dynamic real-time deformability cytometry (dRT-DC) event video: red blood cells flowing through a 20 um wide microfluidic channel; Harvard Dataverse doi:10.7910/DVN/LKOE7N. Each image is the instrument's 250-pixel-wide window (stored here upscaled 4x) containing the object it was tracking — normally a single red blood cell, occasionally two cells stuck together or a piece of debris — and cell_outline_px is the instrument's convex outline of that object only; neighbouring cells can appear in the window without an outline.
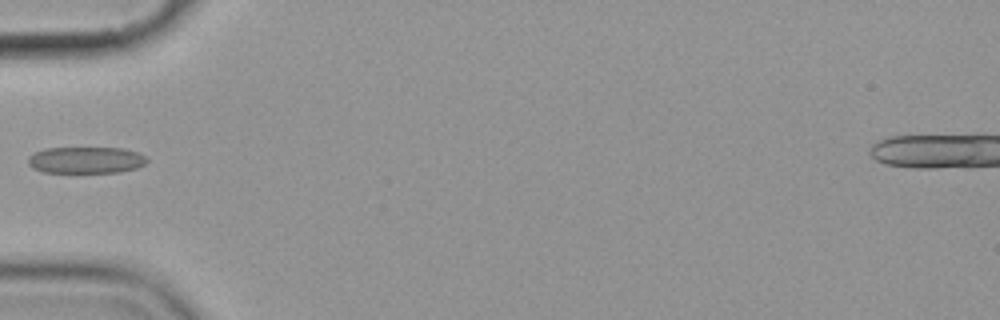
{"species": "common noctule bat (a hibernating species)", "species_latin": "Nyctalus noctula", "temperature_condition": "cold", "stored_images_in_passage": 5, "camera_frame_rate_fps": 3000, "um_per_image_px": 0.085, "animal": {"sex": "female", "body_mass_g": 19.9}, "frame": {"image": 1, "passage_image": 5, "time_ms": 4.667, "image_size_px": [1000, 320], "cell_outline_px": [[148, 160], [144, 164], [136, 168], [120, 172], [44, 172], [32, 168], [28, 164], [28, 156], [44, 148], [124, 148], [136, 152], [144, 156]], "centroid_in_image_um": [7.28, 13.6], "position_along_channel_um": 77.7, "area_um2": 18.32}}